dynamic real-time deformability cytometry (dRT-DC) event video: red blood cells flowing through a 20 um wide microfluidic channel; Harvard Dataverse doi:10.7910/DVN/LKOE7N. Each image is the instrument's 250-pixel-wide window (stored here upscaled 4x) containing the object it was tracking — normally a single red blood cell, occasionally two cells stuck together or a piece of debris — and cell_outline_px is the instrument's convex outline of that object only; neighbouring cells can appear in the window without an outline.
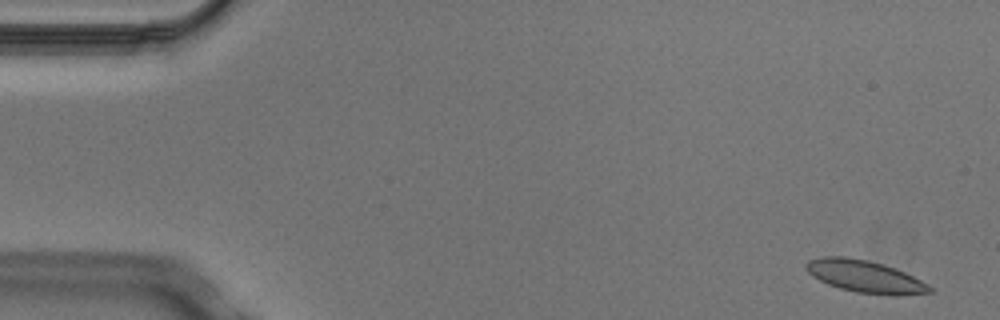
{"species": "Egyptian fruit bat (a non-hibernating species)", "species_latin": "Rousettus aegyptiacus", "temperature_condition": "cold", "stored_images_in_passage": 4, "camera_frame_rate_fps": 3000, "um_per_image_px": 0.085, "animal": {"sex": "male"}, "frame": {"image": 1, "passage_image": 1, "time_ms": 0.0, "image_size_px": [1000, 320], "cell_outline_px": [[932, 292], [896, 296], [892, 296], [856, 292], [840, 288], [828, 284], [812, 276], [804, 268], [804, 264], [808, 260], [824, 256], [844, 256], [868, 260], [884, 264], [904, 272], [928, 284], [932, 288]], "centroid_in_image_um": [73.5, 23.5], "position_along_channel_um": 11.5, "area_um2": 23.29}}